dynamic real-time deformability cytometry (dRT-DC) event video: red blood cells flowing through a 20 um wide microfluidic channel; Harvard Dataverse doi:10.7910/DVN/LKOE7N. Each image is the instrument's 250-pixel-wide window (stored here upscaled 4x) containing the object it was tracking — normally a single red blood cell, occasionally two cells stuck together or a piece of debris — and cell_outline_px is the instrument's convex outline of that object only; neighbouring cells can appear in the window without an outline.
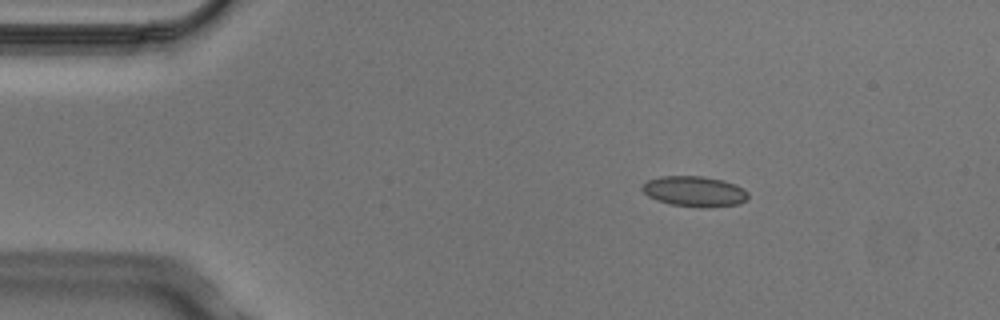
{"species": "Egyptian fruit bat (a non-hibernating species)", "species_latin": "Rousettus aegyptiacus", "temperature_condition": "cold", "stored_images_in_passage": 4, "camera_frame_rate_fps": 3000, "um_per_image_px": 0.085, "animal": {"sex": "male"}, "frame": {"image": 1, "passage_image": 2, "time_ms": 0.333, "image_size_px": [1000, 320], "cell_outline_px": [[748, 196], [740, 204], [712, 208], [700, 208], [672, 204], [656, 200], [648, 196], [640, 188], [648, 180], [660, 176], [704, 176], [724, 180], [736, 184], [744, 188], [748, 192]], "centroid_in_image_um": [59.06, 16.27], "position_along_channel_um": 25.9, "area_um2": 19.07}}
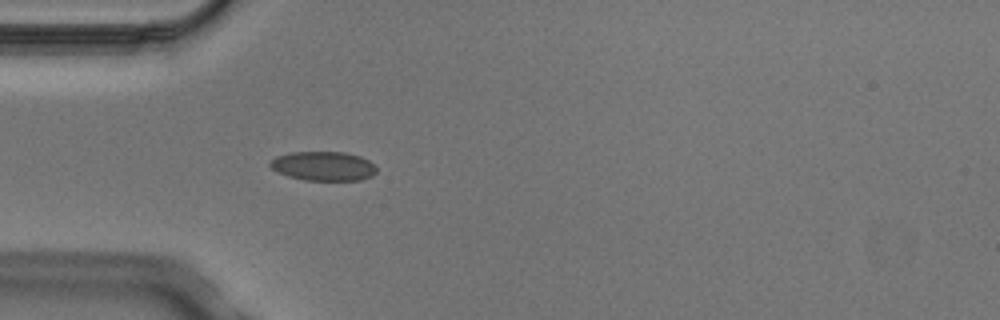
{"frame": {"image": 2, "passage_image": 4, "time_ms": 1.0, "image_size_px": [1000, 320], "cell_outline_px": [[376, 172], [372, 176], [360, 180], [304, 180], [288, 176], [272, 168], [268, 164], [276, 156], [292, 152], [344, 152], [360, 156], [376, 164]], "centroid_in_image_um": [27.52, 14.11], "position_along_channel_um": 57.5, "area_um2": 18.09}}